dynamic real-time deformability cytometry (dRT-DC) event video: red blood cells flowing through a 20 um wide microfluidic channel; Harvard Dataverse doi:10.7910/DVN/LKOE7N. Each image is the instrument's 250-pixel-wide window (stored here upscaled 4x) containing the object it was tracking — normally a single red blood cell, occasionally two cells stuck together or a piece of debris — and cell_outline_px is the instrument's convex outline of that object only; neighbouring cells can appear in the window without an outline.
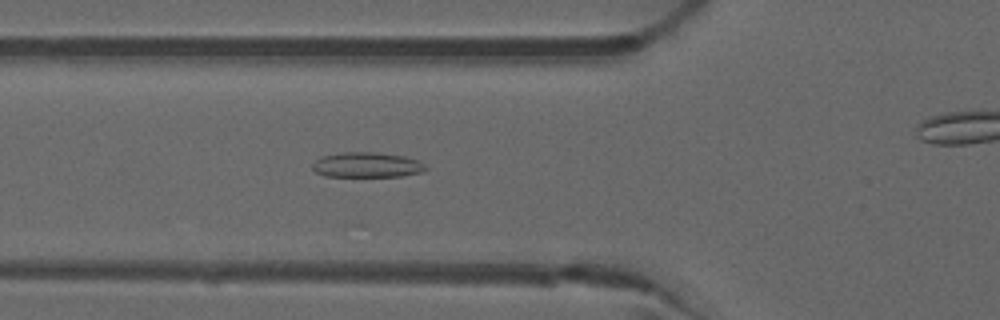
{"species": "common noctule bat (a hibernating species)", "species_latin": "Nyctalus noctula", "temperature_condition": "warm", "stored_images_in_passage": 43, "camera_frame_rate_fps": 3000, "um_per_image_px": 0.085, "animal": {"sex": "male", "forearm_length_mm": 52.5}, "frame": {"image": 1, "passage_image": 18, "time_ms": 5.667, "image_size_px": [1000, 320], "cell_outline_px": [[428, 168], [420, 172], [400, 176], [324, 176], [316, 172], [312, 168], [312, 164], [320, 156], [344, 152], [376, 152], [404, 156], [420, 160]], "centroid_in_image_um": [31.18, 14.01], "position_along_channel_um": 94.6, "area_um2": 16.59}}
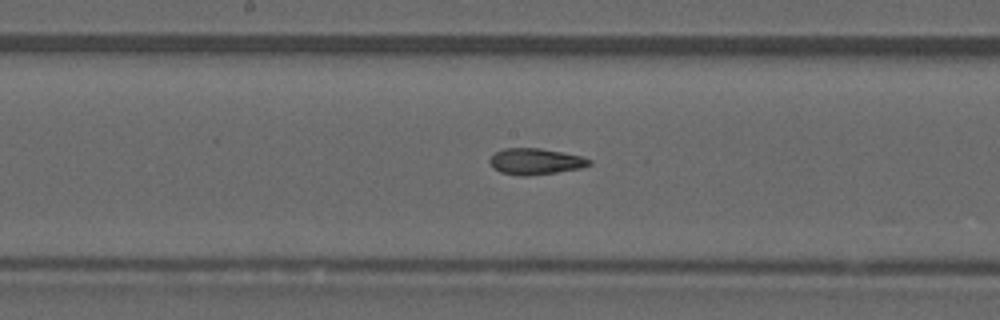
{"frame": {"image": 2, "passage_image": 26, "time_ms": 8.333, "image_size_px": [1000, 320], "cell_outline_px": [[592, 164], [584, 168], [528, 176], [520, 176], [500, 172], [492, 168], [488, 160], [496, 152], [504, 148], [540, 148], [580, 156], [592, 160]], "centroid_in_image_um": [45.51, 13.73], "position_along_channel_um": 202.7, "area_um2": 15.26}}
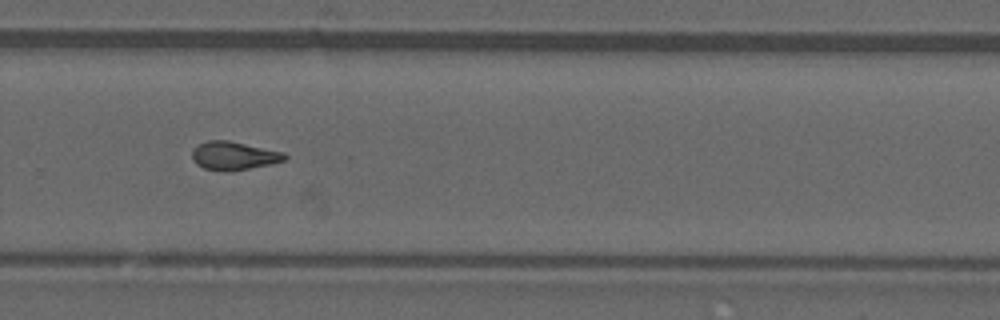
{"frame": {"image": 3, "passage_image": 34, "time_ms": 11.0, "image_size_px": [1000, 320], "cell_outline_px": [[288, 156], [284, 160], [268, 164], [248, 168], [204, 168], [196, 164], [192, 160], [192, 152], [200, 144], [208, 140], [228, 140], [284, 152]], "centroid_in_image_um": [19.89, 13.18], "position_along_channel_um": 309.9, "area_um2": 14.45}}